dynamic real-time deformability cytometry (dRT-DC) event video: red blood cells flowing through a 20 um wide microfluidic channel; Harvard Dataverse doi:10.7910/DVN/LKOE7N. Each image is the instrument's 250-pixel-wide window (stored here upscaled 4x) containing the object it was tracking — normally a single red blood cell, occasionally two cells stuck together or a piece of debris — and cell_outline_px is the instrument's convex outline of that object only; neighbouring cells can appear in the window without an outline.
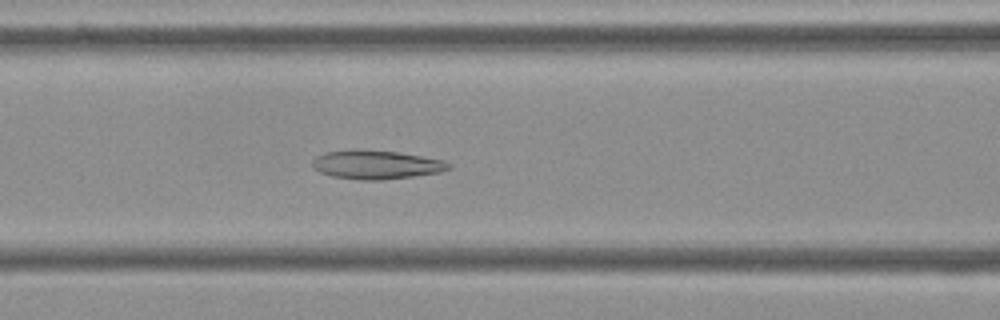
{"species": "Egyptian fruit bat (a non-hibernating species)", "species_latin": "Rousettus aegyptiacus", "temperature_condition": "cold", "stored_images_in_passage": 47, "camera_frame_rate_fps": 3000, "um_per_image_px": 0.085, "frame": {"image": 1, "passage_image": 23, "time_ms": 7.333, "image_size_px": [1000, 320], "cell_outline_px": [[452, 168], [440, 172], [412, 176], [380, 180], [360, 180], [332, 176], [320, 172], [312, 168], [312, 160], [316, 156], [324, 152], [352, 148], [356, 148], [400, 152], [444, 160], [452, 164]], "centroid_in_image_um": [31.95, 13.97], "position_along_channel_um": 134.6, "area_um2": 23.29}}
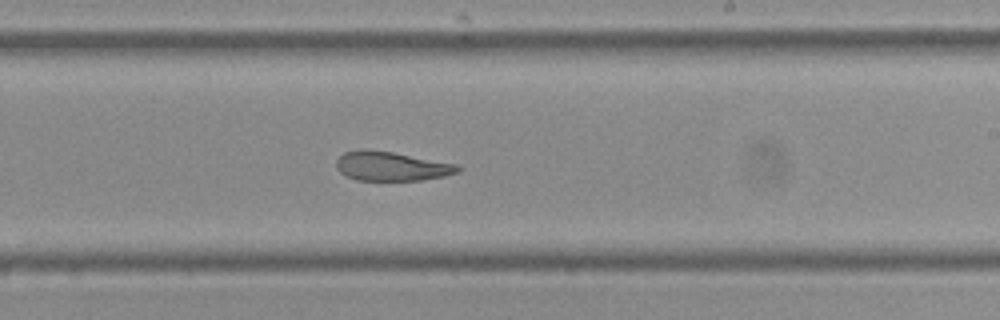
{"frame": {"image": 2, "passage_image": 33, "time_ms": 10.667, "image_size_px": [1000, 320], "cell_outline_px": [[460, 172], [444, 176], [420, 180], [356, 180], [340, 172], [336, 168], [336, 160], [344, 152], [392, 152], [456, 164], [460, 168]], "centroid_in_image_um": [33.31, 14.17], "position_along_channel_um": 255.7, "area_um2": 19.88}}
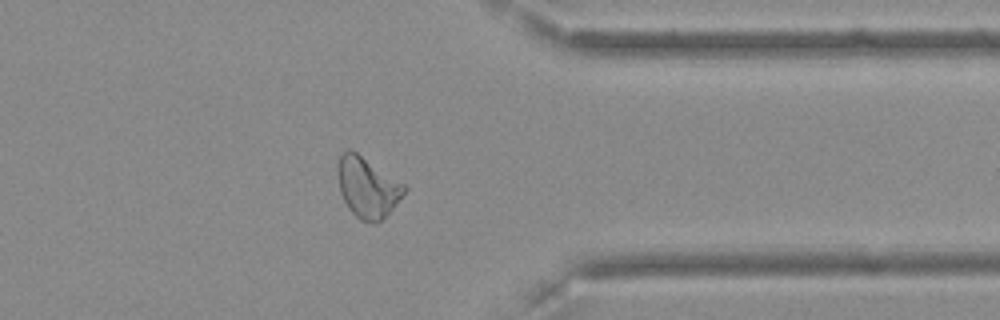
{"frame": {"image": 3, "passage_image": 44, "time_ms": 14.333, "image_size_px": [1000, 320], "cell_outline_px": [[408, 188], [392, 208], [376, 224], [372, 224], [360, 220], [348, 208], [340, 192], [336, 172], [336, 168], [340, 156], [348, 148], [352, 148], [404, 184]], "centroid_in_image_um": [31.19, 15.9], "position_along_channel_um": 380.2, "area_um2": 23.47}, "authors_computed_cell_mechanics": {"area_um2": 23.4668, "velocity_mm_per_s": 3.6385, "shape_relaxation_time_tau1_ms": null, "shape_relaxation_time_tau2_ms": 3.9479, "deformation_change_tau1": null, "deformation_change_tau2": 0.119}}